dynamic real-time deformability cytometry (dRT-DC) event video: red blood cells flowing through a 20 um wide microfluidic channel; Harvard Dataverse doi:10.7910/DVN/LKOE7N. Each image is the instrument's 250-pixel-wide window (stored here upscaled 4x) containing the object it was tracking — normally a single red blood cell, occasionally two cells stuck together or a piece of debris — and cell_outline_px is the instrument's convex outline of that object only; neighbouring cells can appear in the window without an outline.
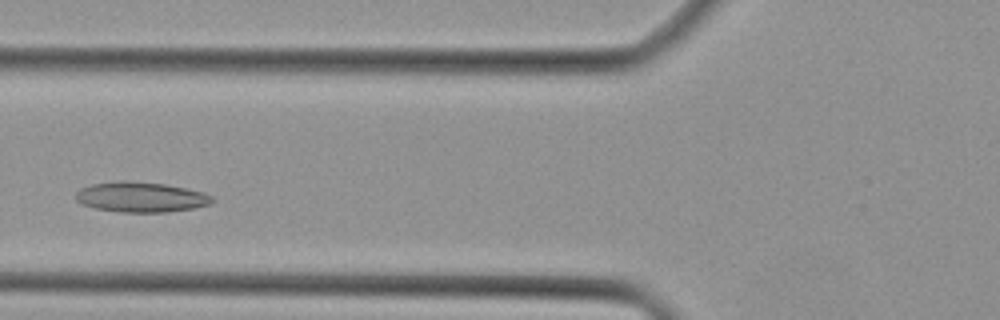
{"species": "Egyptian fruit bat (a non-hibernating species)", "species_latin": "Rousettus aegyptiacus", "temperature_condition": "cold", "stored_images_in_passage": 36, "camera_frame_rate_fps": 3000, "um_per_image_px": 0.085, "animal": {"sex": "female"}, "frame": {"image": 1, "passage_image": 9, "time_ms": 2.667, "image_size_px": [1000, 320], "cell_outline_px": [[216, 200], [212, 204], [196, 208], [168, 212], [120, 212], [96, 208], [84, 204], [76, 200], [76, 192], [80, 188], [92, 184], [120, 180], [128, 180], [164, 184], [204, 192], [212, 196]], "centroid_in_image_um": [12.02, 16.75], "position_along_channel_um": 113.8, "area_um2": 24.16}}
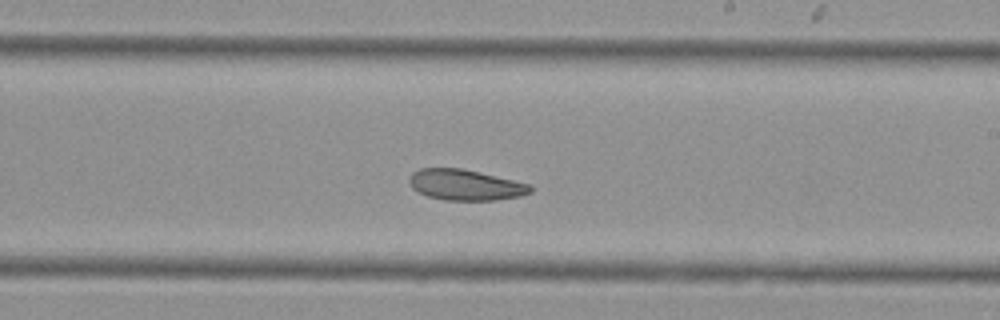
{"frame": {"image": 2, "passage_image": 18, "time_ms": 5.667, "image_size_px": [1000, 320], "cell_outline_px": [[532, 192], [520, 196], [496, 200], [444, 200], [428, 196], [412, 188], [408, 180], [412, 172], [420, 168], [460, 168], [532, 184]], "centroid_in_image_um": [39.57, 15.72], "position_along_channel_um": 249.4, "area_um2": 21.68}}
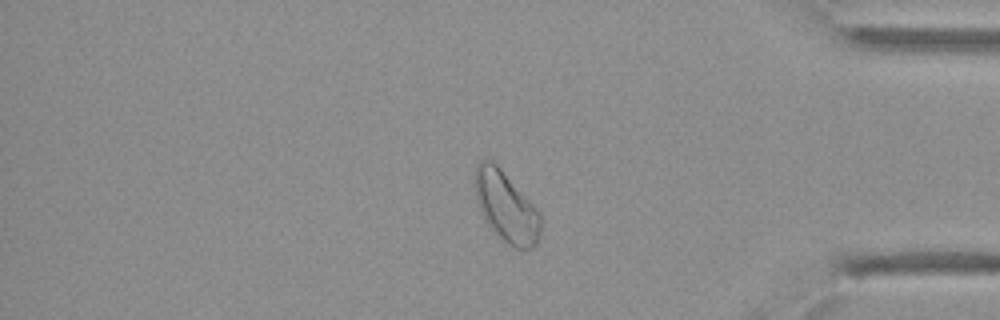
{"frame": {"image": 3, "passage_image": 29, "time_ms": 9.333, "image_size_px": [1000, 320], "cell_outline_px": [[540, 236], [536, 244], [532, 248], [512, 248], [496, 236], [480, 212], [472, 180], [476, 164], [480, 160], [492, 160], [500, 168], [540, 212]], "centroid_in_image_um": [42.98, 17.58], "position_along_channel_um": 392.2, "area_um2": 27.17}}